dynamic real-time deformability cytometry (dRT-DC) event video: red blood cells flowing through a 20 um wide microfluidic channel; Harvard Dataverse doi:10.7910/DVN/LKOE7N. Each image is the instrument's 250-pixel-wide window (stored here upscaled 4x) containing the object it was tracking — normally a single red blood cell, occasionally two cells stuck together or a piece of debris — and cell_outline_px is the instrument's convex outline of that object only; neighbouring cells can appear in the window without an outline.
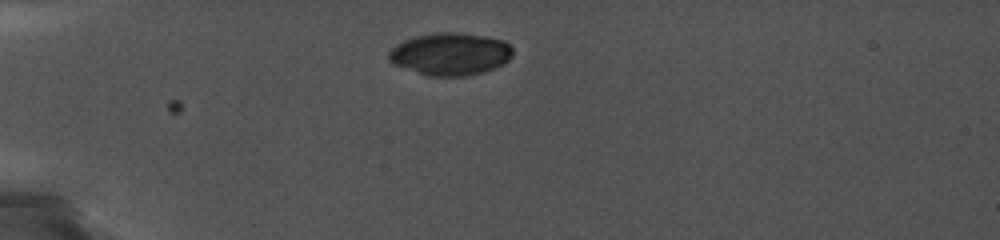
{"species": "common noctule bat (a hibernating species)", "species_latin": "Nyctalus noctula", "temperature_condition": "cold", "stored_images_in_passage": 3, "camera_frame_rate_fps": 5000, "um_per_image_px": 0.085, "animal": {"sex": "female", "body_mass_g": 19.0, "forearm_length_mm": 56.7}, "frame": {"image": 1, "passage_image": 1, "time_ms": 0.0, "image_size_px": [1000, 240], "cell_outline_px": [[512, 56], [508, 60], [484, 72], [464, 76], [428, 76], [392, 64], [388, 60], [388, 52], [396, 44], [404, 40], [416, 36], [440, 32], [456, 32], [484, 36], [504, 40], [512, 48]], "centroid_in_image_um": [38.24, 4.59], "position_along_channel_um": 46.8, "area_um2": 30.58}}